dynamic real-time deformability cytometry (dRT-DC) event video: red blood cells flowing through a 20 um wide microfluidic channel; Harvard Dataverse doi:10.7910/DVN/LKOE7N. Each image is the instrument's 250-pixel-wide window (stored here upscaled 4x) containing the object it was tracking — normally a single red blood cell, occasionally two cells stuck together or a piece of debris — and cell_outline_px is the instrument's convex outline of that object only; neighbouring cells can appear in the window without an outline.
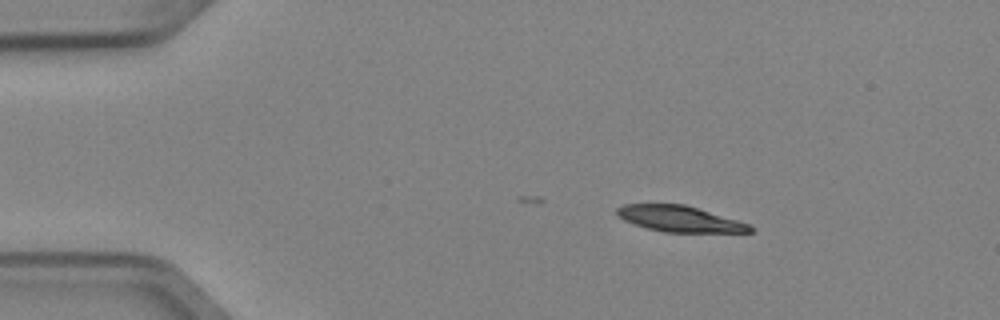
{"species": "Egyptian fruit bat (a non-hibernating species)", "species_latin": "Rousettus aegyptiacus", "temperature_condition": "cold", "stored_images_in_passage": 4, "camera_frame_rate_fps": 3000, "um_per_image_px": 0.085, "animal": {"sex": "female"}, "frame": {"image": 1, "passage_image": 2, "time_ms": 0.333, "image_size_px": [1000, 320], "cell_outline_px": [[756, 228], [752, 232], [664, 232], [648, 228], [624, 220], [616, 216], [616, 208], [624, 204], [684, 204], [752, 224]], "centroid_in_image_um": [57.81, 18.6], "position_along_channel_um": 27.2, "area_um2": 20.17}}